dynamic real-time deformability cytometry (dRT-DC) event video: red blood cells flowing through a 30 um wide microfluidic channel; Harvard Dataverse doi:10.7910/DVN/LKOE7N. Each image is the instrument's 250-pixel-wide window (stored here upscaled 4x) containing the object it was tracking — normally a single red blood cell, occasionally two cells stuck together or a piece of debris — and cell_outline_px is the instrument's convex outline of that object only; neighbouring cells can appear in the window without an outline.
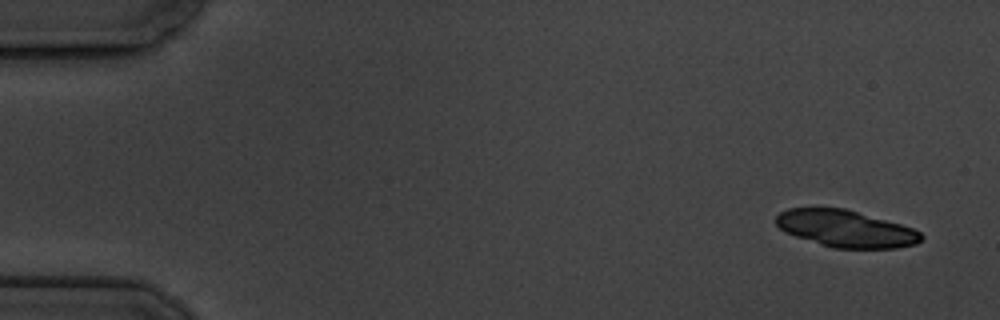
{"species": "common noctule bat (a hibernating species)", "species_latin": "Nyctalus noctula", "temperature_condition": "cold", "stored_images_in_passage": 15, "camera_frame_rate_fps": 3000, "um_per_image_px": 0.085, "animal": {"sex": "male", "body_mass_g": 19.5, "forearm_length_mm": 54.6}, "frame": {"image": 1, "passage_image": 1, "time_ms": 0.0, "image_size_px": [1000, 320], "cell_outline_px": [[924, 236], [916, 244], [896, 248], [832, 248], [784, 232], [776, 224], [776, 216], [780, 212], [788, 208], [844, 208], [900, 224], [912, 228], [920, 232]], "centroid_in_image_um": [71.87, 19.44], "position_along_channel_um": 13.1, "area_um2": 30.98}}
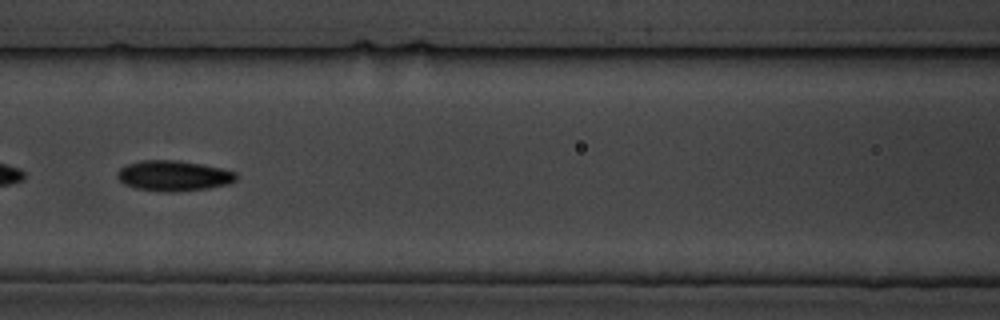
{"frame": {"image": 2, "passage_image": 7, "time_ms": 7.667, "image_size_px": [1000, 320], "cell_outline_px": [[236, 180], [228, 184], [208, 188], [172, 192], [164, 192], [136, 188], [124, 184], [116, 176], [116, 172], [120, 168], [128, 164], [140, 160], [176, 160], [200, 164], [220, 168], [236, 172]], "centroid_in_image_um": [14.72, 14.94], "position_along_channel_um": 151.9, "area_um2": 20.98}}
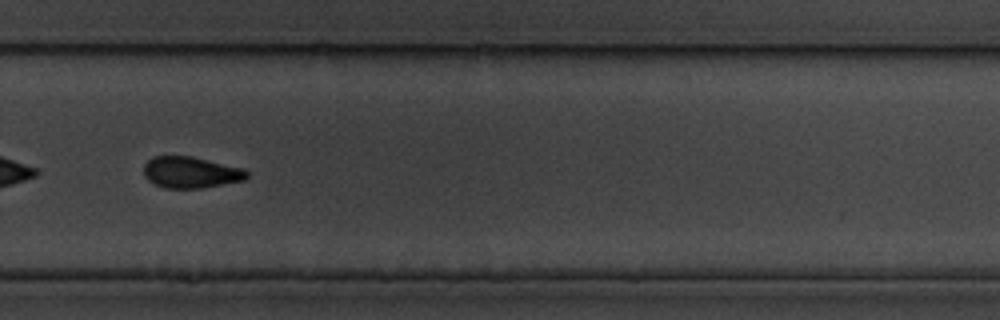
{"frame": {"image": 3, "passage_image": 11, "time_ms": 12.333, "image_size_px": [1000, 320], "cell_outline_px": [[248, 176], [244, 180], [200, 188], [164, 188], [148, 180], [144, 176], [144, 164], [152, 156], [192, 156], [244, 168], [248, 172]], "centroid_in_image_um": [16.21, 14.64], "position_along_channel_um": 313.6, "area_um2": 18.84}, "authors_computed_cell_mechanics": {"area_um2": 20.4034, "velocity_mm_per_s": 3.4852, "shape_relaxation_time_tau1_ms": 1.7667, "shape_relaxation_time_tau2_ms": 6.9535, "deformation_change_tau1": 0.0824, "deformation_change_tau2": 0.1009}}